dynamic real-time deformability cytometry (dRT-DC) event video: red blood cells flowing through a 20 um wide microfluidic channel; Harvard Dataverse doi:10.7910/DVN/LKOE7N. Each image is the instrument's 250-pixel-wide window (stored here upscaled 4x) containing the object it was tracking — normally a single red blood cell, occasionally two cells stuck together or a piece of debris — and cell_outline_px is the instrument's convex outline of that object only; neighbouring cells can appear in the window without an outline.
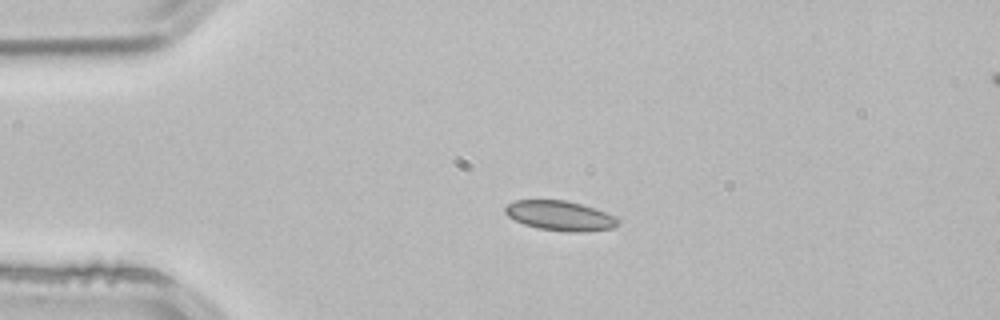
{"species": "common noctule bat (a hibernating species)", "species_latin": "Nyctalus noctula", "temperature_condition": "room temperature", "stored_images_in_passage": 3, "camera_frame_rate_fps": 3000, "um_per_image_px": 0.085, "animal": {"sex": "male", "body_mass_g": 21.5, "forearm_length_mm": 52.0}, "frame": {"image": 1, "passage_image": 1, "time_ms": 0.0, "image_size_px": [1000, 320], "cell_outline_px": [[620, 224], [612, 228], [580, 232], [568, 232], [536, 228], [524, 224], [508, 216], [504, 212], [504, 208], [508, 204], [516, 200], [564, 200], [580, 204], [616, 216], [620, 220]], "centroid_in_image_um": [47.6, 18.34], "position_along_channel_um": 37.4, "area_um2": 19.48}}